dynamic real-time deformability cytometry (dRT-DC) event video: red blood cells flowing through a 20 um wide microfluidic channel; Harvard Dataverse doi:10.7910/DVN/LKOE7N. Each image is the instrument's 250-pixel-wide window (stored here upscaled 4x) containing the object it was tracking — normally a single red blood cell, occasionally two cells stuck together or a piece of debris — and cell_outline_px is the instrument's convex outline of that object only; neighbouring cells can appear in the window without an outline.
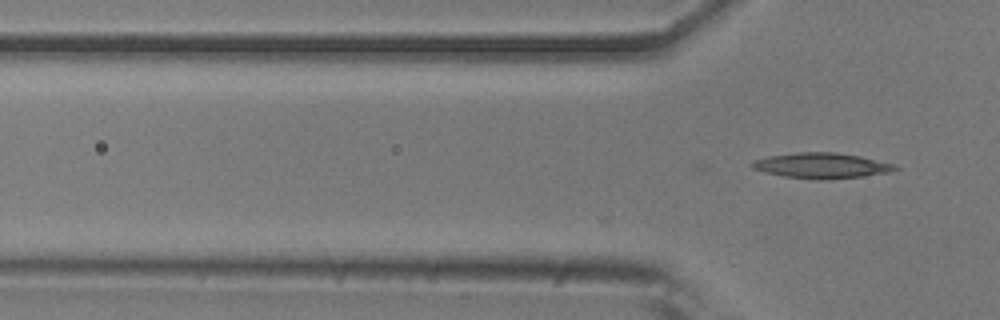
{"species": "common noctule bat (a hibernating species)", "species_latin": "Nyctalus noctula", "temperature_condition": "room temperature", "stored_images_in_passage": 6, "camera_frame_rate_fps": 3000, "um_per_image_px": 0.085, "animal": {"sex": "male", "body_mass_g": 20.5, "forearm_length_mm": 52.5}, "frame": {"image": 1, "passage_image": 6, "time_ms": 1.667, "image_size_px": [1000, 320], "cell_outline_px": [[900, 168], [888, 172], [860, 176], [828, 180], [784, 176], [764, 172], [752, 168], [748, 164], [752, 160], [768, 156], [796, 152], [836, 152], [860, 156], [896, 164]], "centroid_in_image_um": [69.8, 14.06], "position_along_channel_um": 56.0, "area_um2": 21.21}}